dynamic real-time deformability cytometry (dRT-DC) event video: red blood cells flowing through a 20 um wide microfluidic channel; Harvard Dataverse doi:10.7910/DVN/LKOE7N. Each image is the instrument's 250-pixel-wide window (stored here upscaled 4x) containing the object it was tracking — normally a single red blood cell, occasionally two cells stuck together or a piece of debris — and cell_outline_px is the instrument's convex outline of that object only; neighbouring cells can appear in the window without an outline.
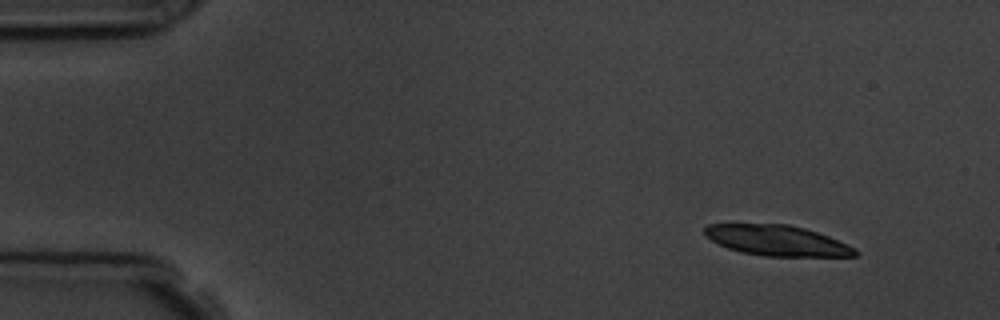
{"species": "common noctule bat (a hibernating species)", "species_latin": "Nyctalus noctula", "temperature_condition": "room temperature", "stored_images_in_passage": 4, "camera_frame_rate_fps": 3000, "um_per_image_px": 0.085, "animal": {"sex": "male", "body_mass_g": 19.5, "forearm_length_mm": 54.6}, "frame": {"image": 1, "passage_image": 1, "time_ms": 0.0, "image_size_px": [1000, 320], "cell_outline_px": [[860, 252], [856, 256], [764, 256], [740, 252], [728, 248], [704, 236], [704, 228], [708, 224], [788, 224], [804, 228], [828, 236], [856, 248]], "centroid_in_image_um": [66.04, 20.44], "position_along_channel_um": 19.0, "area_um2": 26.65}}